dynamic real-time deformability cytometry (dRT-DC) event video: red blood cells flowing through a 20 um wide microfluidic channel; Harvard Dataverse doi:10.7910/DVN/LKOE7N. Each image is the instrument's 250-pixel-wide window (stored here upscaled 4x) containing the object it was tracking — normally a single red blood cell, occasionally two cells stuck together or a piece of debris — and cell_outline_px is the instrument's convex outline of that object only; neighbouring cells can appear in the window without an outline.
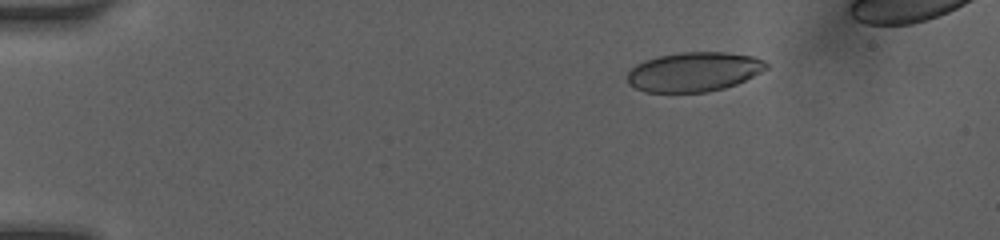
{"species": "human", "species_latin": "Homo sapiens", "temperature_condition": "room temperature", "stored_images_in_passage": 33, "camera_frame_rate_fps": 3000, "um_per_image_px": 0.085, "donor": {"sex": "female"}, "frame": {"image": 1, "passage_image": 1, "time_ms": 0.0, "image_size_px": [1000, 240], "cell_outline_px": [[768, 68], [736, 84], [724, 88], [708, 92], [644, 92], [628, 84], [628, 72], [636, 64], [644, 60], [656, 56], [680, 52], [724, 52], [756, 56], [764, 60], [768, 64]], "centroid_in_image_um": [58.98, 6.1], "position_along_channel_um": 26.0, "area_um2": 32.08}}
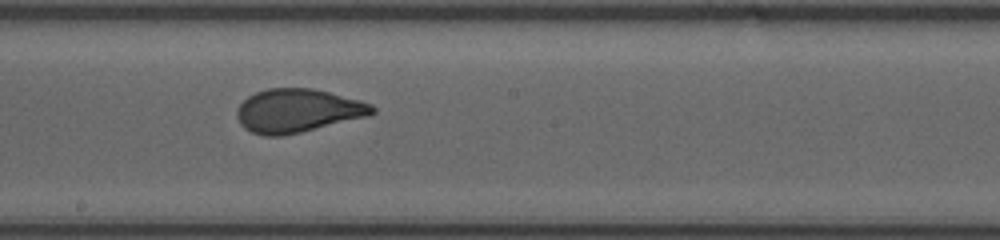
{"frame": {"image": 2, "passage_image": 19, "time_ms": 7.0, "image_size_px": [1000, 240], "cell_outline_px": [[376, 112], [368, 116], [300, 132], [280, 136], [264, 136], [252, 132], [244, 128], [240, 124], [236, 116], [236, 108], [248, 96], [256, 92], [268, 88], [312, 88], [360, 100], [372, 104], [376, 108]], "centroid_in_image_um": [25.28, 9.4], "position_along_channel_um": 222.9, "area_um2": 34.28}}
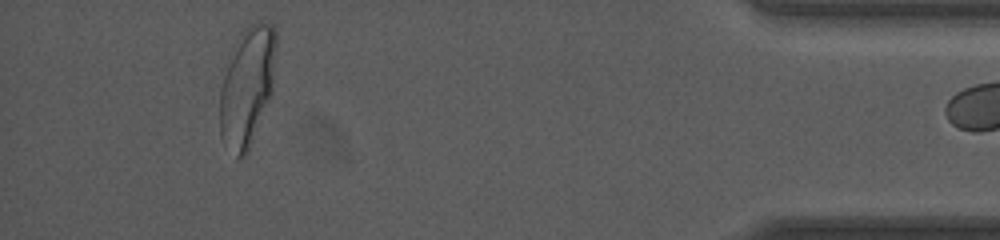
{"frame": {"image": 3, "passage_image": 32, "time_ms": 13.0, "image_size_px": [1000, 240], "cell_outline_px": [[276, 48], [272, 96], [248, 152], [244, 156], [236, 160], [220, 136], [220, 88], [228, 64], [244, 28], [256, 20], [260, 20], [272, 24], [276, 28]], "centroid_in_image_um": [21.04, 7.38], "position_along_channel_um": 414.2, "area_um2": 39.25}}